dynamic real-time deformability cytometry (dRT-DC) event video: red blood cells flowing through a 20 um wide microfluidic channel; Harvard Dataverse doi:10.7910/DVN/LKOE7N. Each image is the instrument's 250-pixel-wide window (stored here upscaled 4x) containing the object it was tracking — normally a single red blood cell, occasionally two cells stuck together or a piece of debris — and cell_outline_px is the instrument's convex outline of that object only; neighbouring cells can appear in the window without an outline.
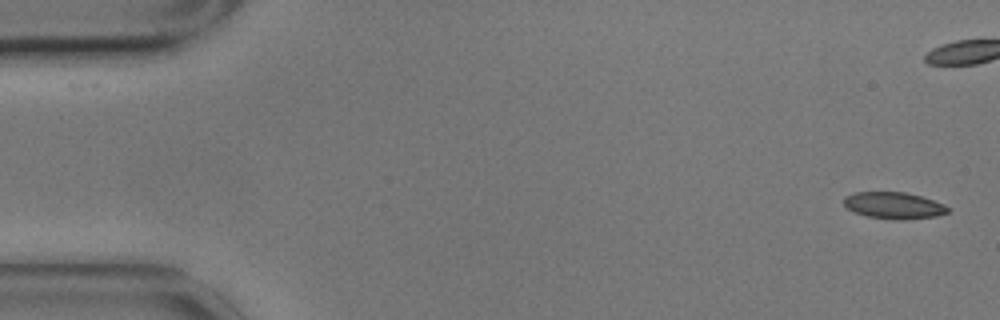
{"species": "common noctule bat (a hibernating species)", "species_latin": "Nyctalus noctula", "temperature_condition": "cold", "stored_images_in_passage": 6, "camera_frame_rate_fps": 3000, "um_per_image_px": 0.085, "animal": {"sex": "male", "body_mass_g": 17.9}, "frame": {"image": 1, "passage_image": 1, "time_ms": 0.0, "image_size_px": [1000, 320], "cell_outline_px": [[948, 212], [936, 216], [904, 220], [892, 220], [868, 216], [856, 212], [848, 208], [844, 204], [844, 196], [856, 192], [904, 192], [920, 196], [944, 204], [948, 208]], "centroid_in_image_um": [75.97, 17.47], "position_along_channel_um": 9.0, "area_um2": 16.01}}